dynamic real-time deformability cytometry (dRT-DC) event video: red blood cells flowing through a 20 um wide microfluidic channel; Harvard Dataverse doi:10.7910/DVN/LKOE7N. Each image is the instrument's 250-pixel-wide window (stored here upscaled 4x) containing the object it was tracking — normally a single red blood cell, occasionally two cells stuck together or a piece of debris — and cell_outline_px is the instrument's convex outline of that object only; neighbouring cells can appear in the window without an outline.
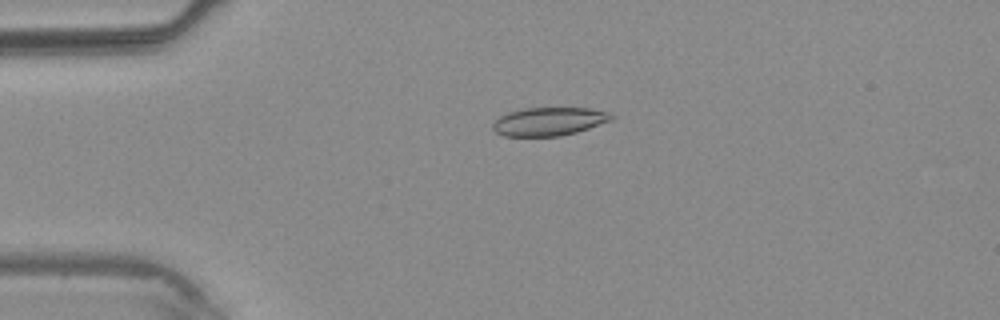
{"species": "common noctule bat (a hibernating species)", "species_latin": "Nyctalus noctula", "temperature_condition": "warm", "stored_images_in_passage": 2, "camera_frame_rate_fps": 3000, "um_per_image_px": 0.085, "animal": {"sex": "male", "body_mass_g": 20.4}, "frame": {"image": 1, "passage_image": 1, "time_ms": 0.0, "image_size_px": [1000, 320], "cell_outline_px": [[616, 116], [612, 120], [576, 132], [560, 136], [504, 136], [496, 132], [492, 128], [492, 124], [500, 116], [508, 112], [524, 108], [588, 108], [608, 112]], "centroid_in_image_um": [46.66, 10.32], "position_along_channel_um": 38.3, "area_um2": 19.54}}
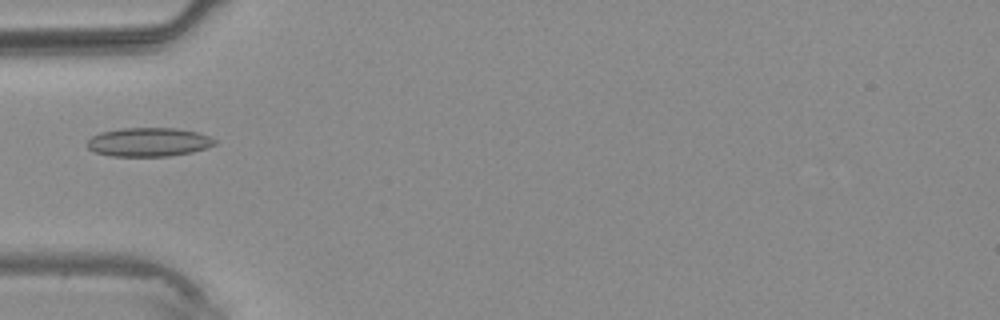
{"frame": {"image": 2, "passage_image": 2, "time_ms": 1.333, "image_size_px": [1000, 320], "cell_outline_px": [[216, 144], [192, 152], [168, 156], [112, 156], [96, 152], [88, 148], [88, 140], [92, 136], [100, 132], [124, 128], [176, 128], [196, 132], [208, 136], [216, 140]], "centroid_in_image_um": [12.63, 12.07], "position_along_channel_um": 72.4, "area_um2": 21.21}}